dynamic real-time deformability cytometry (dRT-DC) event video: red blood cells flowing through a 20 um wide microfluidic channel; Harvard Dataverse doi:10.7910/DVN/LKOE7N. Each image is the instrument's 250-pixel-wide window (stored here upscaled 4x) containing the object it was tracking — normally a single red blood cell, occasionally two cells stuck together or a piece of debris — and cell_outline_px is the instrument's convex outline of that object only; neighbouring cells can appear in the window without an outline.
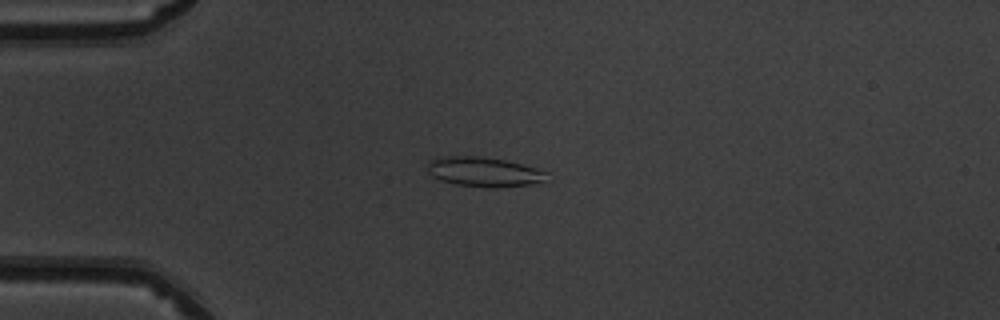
{"species": "common noctule bat (a hibernating species)", "species_latin": "Nyctalus noctula", "temperature_condition": "warm", "stored_images_in_passage": 49, "camera_frame_rate_fps": 3000, "um_per_image_px": 0.085, "animal": {"sex": "male", "body_mass_g": 19.5, "forearm_length_mm": 54.6}, "frame": {"image": 1, "passage_image": 12, "time_ms": 3.667, "image_size_px": [1000, 320], "cell_outline_px": [[548, 172], [544, 180], [540, 184], [496, 188], [488, 188], [456, 184], [440, 180], [432, 176], [428, 172], [428, 160], [440, 156], [480, 156], [504, 160], [536, 168]], "centroid_in_image_um": [41.14, 14.62], "position_along_channel_um": 43.9, "area_um2": 20.87}}
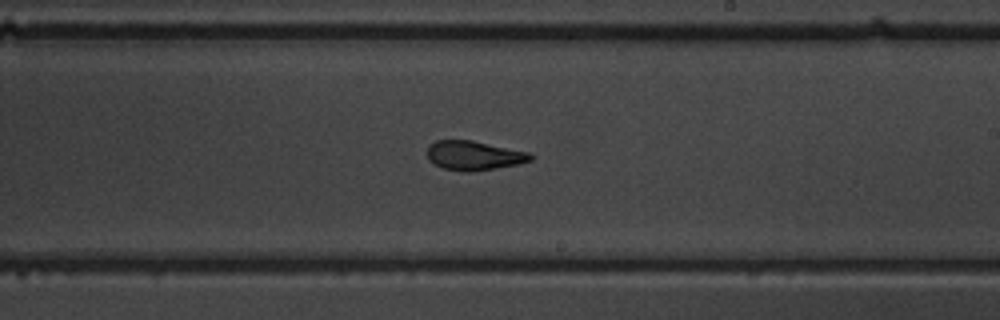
{"frame": {"image": 2, "passage_image": 29, "time_ms": 9.333, "image_size_px": [1000, 320], "cell_outline_px": [[536, 156], [532, 160], [516, 164], [468, 172], [444, 168], [428, 160], [428, 144], [436, 140], [472, 140], [528, 152]], "centroid_in_image_um": [40.28, 13.2], "position_along_channel_um": 248.7, "area_um2": 17.4}}
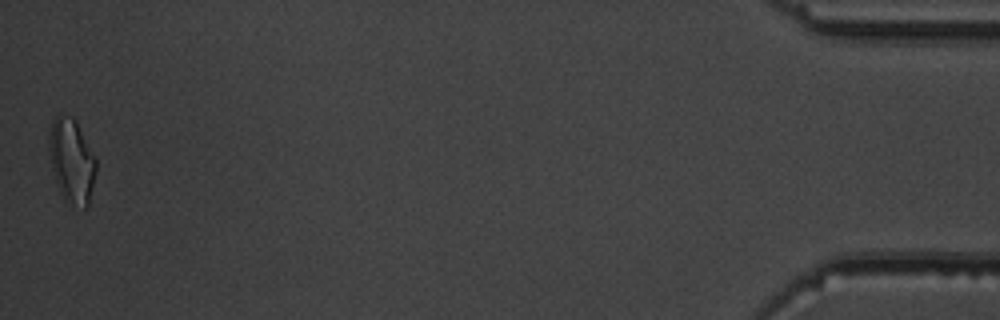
{"frame": {"image": 3, "passage_image": 49, "time_ms": 16.0, "image_size_px": [1000, 320], "cell_outline_px": [[96, 172], [88, 208], [84, 208], [64, 200], [60, 192], [52, 168], [48, 148], [48, 136], [52, 124], [56, 116], [60, 112], [72, 116], [76, 120], [96, 156]], "centroid_in_image_um": [6.11, 13.63], "position_along_channel_um": 429.1, "area_um2": 23.35}, "authors_computed_cell_mechanics": {"area_um2": 19.1896, "velocity_mm_per_s": 4.0429, "shape_relaxation_time_tau1_ms": 5.4668, "shape_relaxation_time_tau2_ms": 2.4697, "deformation_change_tau1": 0.1485, "deformation_change_tau2": 0.1117}}